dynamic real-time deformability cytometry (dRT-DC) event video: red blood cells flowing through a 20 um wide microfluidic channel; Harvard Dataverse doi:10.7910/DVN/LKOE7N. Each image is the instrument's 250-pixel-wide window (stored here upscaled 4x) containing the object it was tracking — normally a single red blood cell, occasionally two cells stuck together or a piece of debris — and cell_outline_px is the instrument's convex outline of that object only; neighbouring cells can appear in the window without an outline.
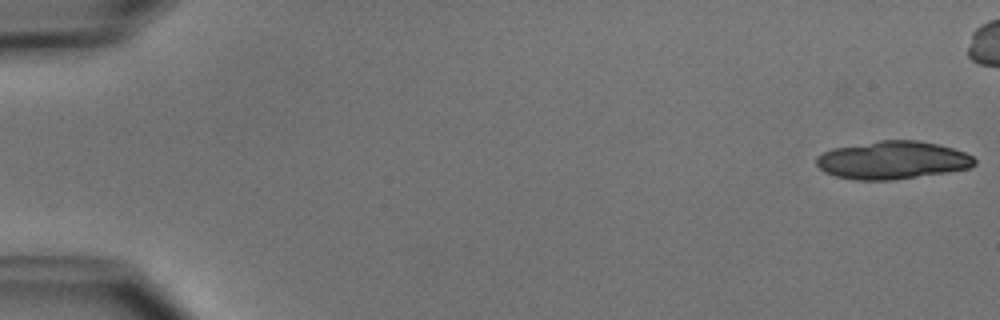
{"species": "common noctule bat (a hibernating species)", "species_latin": "Nyctalus noctula", "temperature_condition": "cold", "stored_images_in_passage": 7, "camera_frame_rate_fps": 3000, "um_per_image_px": 0.085, "animal": {"sex": "male", "body_mass_g": 15.6}, "frame": {"image": 1, "passage_image": 2, "time_ms": 1.333, "image_size_px": [1000, 320], "cell_outline_px": [[976, 164], [968, 168], [948, 172], [892, 180], [856, 180], [836, 176], [824, 172], [816, 164], [816, 156], [832, 148], [880, 140], [916, 140], [936, 144], [952, 148], [964, 152], [972, 156], [976, 160]], "centroid_in_image_um": [75.84, 13.61], "position_along_channel_um": 9.2, "area_um2": 34.91}}